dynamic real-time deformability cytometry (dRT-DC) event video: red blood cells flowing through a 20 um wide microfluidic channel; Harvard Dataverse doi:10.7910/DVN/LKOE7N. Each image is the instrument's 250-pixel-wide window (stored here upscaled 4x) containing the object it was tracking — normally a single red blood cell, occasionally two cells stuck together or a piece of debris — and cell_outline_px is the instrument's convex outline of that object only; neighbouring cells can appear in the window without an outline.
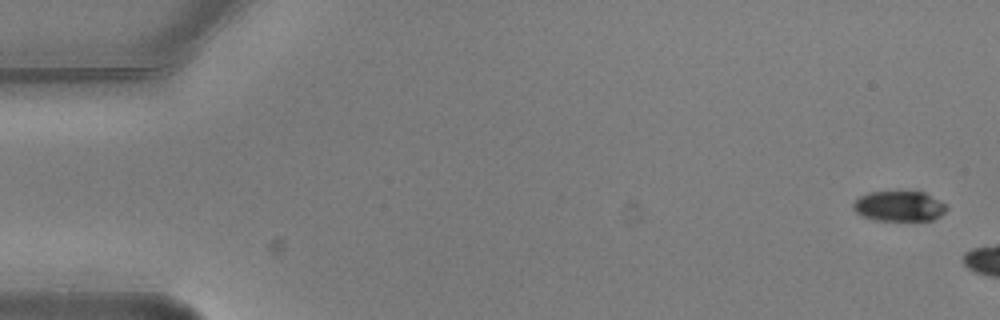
{"species": "common noctule bat (a hibernating species)", "species_latin": "Nyctalus noctula", "temperature_condition": "warm", "stored_images_in_passage": 2, "camera_frame_rate_fps": 3000, "um_per_image_px": 0.085, "animal": {"sex": "male", "body_mass_g": 20.5, "forearm_length_mm": 52.5}, "frame": {"image": 1, "passage_image": 1, "time_ms": 0.0, "image_size_px": [1000, 320], "cell_outline_px": [[948, 208], [940, 216], [932, 220], [876, 220], [860, 216], [852, 208], [852, 204], [860, 196], [868, 192], [924, 192], [948, 204]], "centroid_in_image_um": [76.43, 17.53], "position_along_channel_um": 8.6, "area_um2": 16.53}}